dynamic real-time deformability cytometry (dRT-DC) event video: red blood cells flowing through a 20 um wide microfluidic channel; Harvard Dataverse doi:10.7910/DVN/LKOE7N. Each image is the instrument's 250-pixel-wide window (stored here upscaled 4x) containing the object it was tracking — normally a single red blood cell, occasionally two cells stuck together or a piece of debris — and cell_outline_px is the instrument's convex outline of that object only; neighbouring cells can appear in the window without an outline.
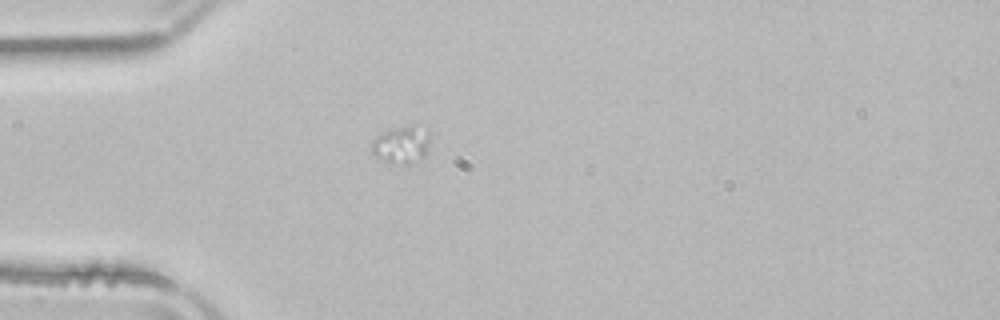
{"species": "common noctule bat (a hibernating species)", "species_latin": "Nyctalus noctula", "temperature_condition": "room temperature", "stored_images_in_passage": 9, "camera_frame_rate_fps": 3000, "um_per_image_px": 0.085, "animal": {"sex": "male", "body_mass_g": 21.5, "forearm_length_mm": 52.0}, "frame": {"image": 1, "passage_image": 1, "time_ms": 0.0, "image_size_px": [1000, 320], "cell_outline_px": [[428, 144], [424, 156], [420, 160], [408, 164], [392, 164], [376, 156], [372, 152], [372, 140], [376, 136], [392, 128], [412, 124], [428, 132]], "centroid_in_image_um": [34.1, 12.3], "position_along_channel_um": 50.9, "area_um2": 12.6}}